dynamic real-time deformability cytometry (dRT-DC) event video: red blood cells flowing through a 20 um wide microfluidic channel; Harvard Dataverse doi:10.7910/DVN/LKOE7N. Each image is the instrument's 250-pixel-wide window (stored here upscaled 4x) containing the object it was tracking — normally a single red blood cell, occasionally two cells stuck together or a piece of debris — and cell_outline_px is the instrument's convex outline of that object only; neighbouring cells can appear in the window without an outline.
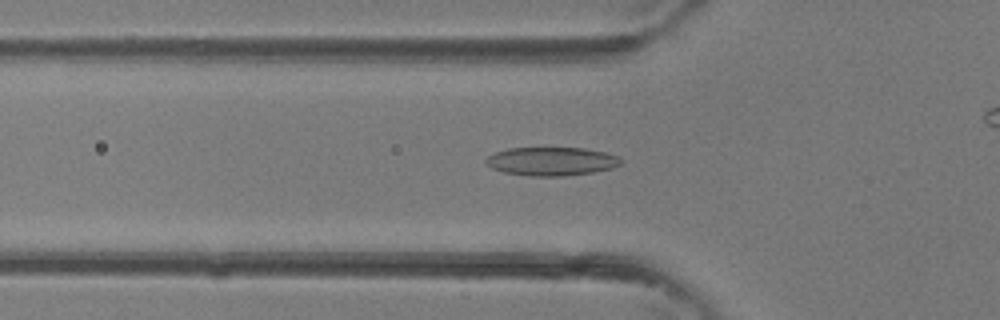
{"species": "common noctule bat (a hibernating species)", "species_latin": "Nyctalus noctula", "temperature_condition": "room temperature", "stored_images_in_passage": 27, "camera_frame_rate_fps": 3000, "um_per_image_px": 0.085, "animal": {"sex": "female"}, "frame": {"image": 1, "passage_image": 8, "time_ms": 2.333, "image_size_px": [1000, 320], "cell_outline_px": [[624, 160], [620, 164], [612, 168], [592, 172], [564, 176], [532, 176], [504, 172], [492, 168], [484, 160], [488, 156], [496, 152], [508, 148], [584, 148], [604, 152], [620, 156]], "centroid_in_image_um": [46.91, 13.71], "position_along_channel_um": 78.9, "area_um2": 22.37}}
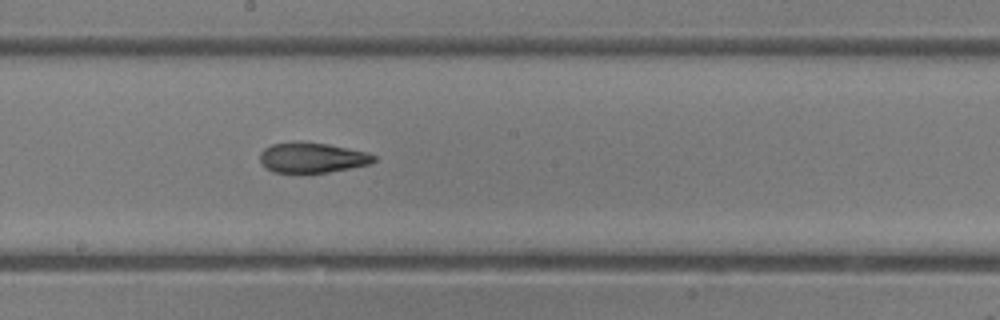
{"frame": {"image": 2, "passage_image": 16, "time_ms": 5.0, "image_size_px": [1000, 320], "cell_outline_px": [[376, 160], [372, 164], [328, 172], [272, 172], [260, 160], [260, 152], [264, 148], [272, 144], [300, 140], [328, 144], [364, 152], [376, 156]], "centroid_in_image_um": [26.53, 13.38], "position_along_channel_um": 221.7, "area_um2": 20.0}}
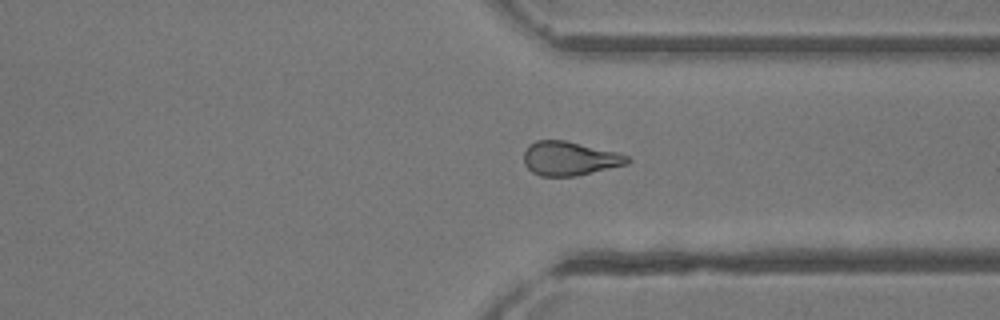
{"frame": {"image": 3, "passage_image": 24, "time_ms": 7.667, "image_size_px": [1000, 320], "cell_outline_px": [[632, 160], [628, 164], [576, 176], [540, 176], [532, 172], [524, 164], [524, 152], [528, 144], [536, 140], [568, 140], [616, 152], [628, 156]], "centroid_in_image_um": [48.41, 13.46], "position_along_channel_um": 363.0, "area_um2": 20.69}}